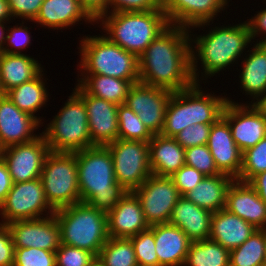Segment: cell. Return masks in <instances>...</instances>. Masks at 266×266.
Listing matches in <instances>:
<instances>
[{
  "label": "cell",
  "mask_w": 266,
  "mask_h": 266,
  "mask_svg": "<svg viewBox=\"0 0 266 266\" xmlns=\"http://www.w3.org/2000/svg\"><path fill=\"white\" fill-rule=\"evenodd\" d=\"M190 45L189 29L170 24L138 57L139 82L172 92L191 87Z\"/></svg>",
  "instance_id": "6da1fadb"
},
{
  "label": "cell",
  "mask_w": 266,
  "mask_h": 266,
  "mask_svg": "<svg viewBox=\"0 0 266 266\" xmlns=\"http://www.w3.org/2000/svg\"><path fill=\"white\" fill-rule=\"evenodd\" d=\"M191 33L193 32L189 29L191 74L195 83H200L201 78V80H205L209 76L219 74L222 69L225 70L224 68H228V65L234 64L235 61L237 63V59L242 57L244 50L246 51L245 48H248L252 42L247 21L233 26H225L224 24L223 27H211V30L203 36H196ZM197 60L201 61L202 64L203 72L201 71L200 79L198 74L200 71L197 69L199 61Z\"/></svg>",
  "instance_id": "7a4b0ae2"
},
{
  "label": "cell",
  "mask_w": 266,
  "mask_h": 266,
  "mask_svg": "<svg viewBox=\"0 0 266 266\" xmlns=\"http://www.w3.org/2000/svg\"><path fill=\"white\" fill-rule=\"evenodd\" d=\"M81 202L106 214L127 191L116 181L113 160L106 146L76 152Z\"/></svg>",
  "instance_id": "3957f363"
},
{
  "label": "cell",
  "mask_w": 266,
  "mask_h": 266,
  "mask_svg": "<svg viewBox=\"0 0 266 266\" xmlns=\"http://www.w3.org/2000/svg\"><path fill=\"white\" fill-rule=\"evenodd\" d=\"M98 21L112 43L137 57L170 25L163 10L109 13Z\"/></svg>",
  "instance_id": "277c9868"
},
{
  "label": "cell",
  "mask_w": 266,
  "mask_h": 266,
  "mask_svg": "<svg viewBox=\"0 0 266 266\" xmlns=\"http://www.w3.org/2000/svg\"><path fill=\"white\" fill-rule=\"evenodd\" d=\"M61 244L87 250L98 256L109 238L107 214L79 202L55 210Z\"/></svg>",
  "instance_id": "5b68a950"
},
{
  "label": "cell",
  "mask_w": 266,
  "mask_h": 266,
  "mask_svg": "<svg viewBox=\"0 0 266 266\" xmlns=\"http://www.w3.org/2000/svg\"><path fill=\"white\" fill-rule=\"evenodd\" d=\"M88 36L80 40L78 48L80 74L105 75L133 84L139 82V62L135 54L112 43L104 34Z\"/></svg>",
  "instance_id": "8992f818"
},
{
  "label": "cell",
  "mask_w": 266,
  "mask_h": 266,
  "mask_svg": "<svg viewBox=\"0 0 266 266\" xmlns=\"http://www.w3.org/2000/svg\"><path fill=\"white\" fill-rule=\"evenodd\" d=\"M41 133L51 152L74 153L93 147L83 99L74 91Z\"/></svg>",
  "instance_id": "52a82bcc"
},
{
  "label": "cell",
  "mask_w": 266,
  "mask_h": 266,
  "mask_svg": "<svg viewBox=\"0 0 266 266\" xmlns=\"http://www.w3.org/2000/svg\"><path fill=\"white\" fill-rule=\"evenodd\" d=\"M40 179L45 198L54 210L81 202L76 152H50Z\"/></svg>",
  "instance_id": "ba28073f"
},
{
  "label": "cell",
  "mask_w": 266,
  "mask_h": 266,
  "mask_svg": "<svg viewBox=\"0 0 266 266\" xmlns=\"http://www.w3.org/2000/svg\"><path fill=\"white\" fill-rule=\"evenodd\" d=\"M106 147L112 156L115 179L127 192L135 191L152 174L149 142L118 138Z\"/></svg>",
  "instance_id": "9c48e42d"
},
{
  "label": "cell",
  "mask_w": 266,
  "mask_h": 266,
  "mask_svg": "<svg viewBox=\"0 0 266 266\" xmlns=\"http://www.w3.org/2000/svg\"><path fill=\"white\" fill-rule=\"evenodd\" d=\"M54 213L55 210L45 198L43 184L39 177L31 181L13 183L11 190L0 205V215L1 219L3 218L0 223L39 219Z\"/></svg>",
  "instance_id": "30bf717a"
},
{
  "label": "cell",
  "mask_w": 266,
  "mask_h": 266,
  "mask_svg": "<svg viewBox=\"0 0 266 266\" xmlns=\"http://www.w3.org/2000/svg\"><path fill=\"white\" fill-rule=\"evenodd\" d=\"M133 193L138 197L146 222L168 223L181 195L171 177L151 174Z\"/></svg>",
  "instance_id": "8fae6325"
},
{
  "label": "cell",
  "mask_w": 266,
  "mask_h": 266,
  "mask_svg": "<svg viewBox=\"0 0 266 266\" xmlns=\"http://www.w3.org/2000/svg\"><path fill=\"white\" fill-rule=\"evenodd\" d=\"M51 152L44 136L33 141L12 145L1 150L13 183L25 182L40 177L47 155Z\"/></svg>",
  "instance_id": "7c38bea8"
},
{
  "label": "cell",
  "mask_w": 266,
  "mask_h": 266,
  "mask_svg": "<svg viewBox=\"0 0 266 266\" xmlns=\"http://www.w3.org/2000/svg\"><path fill=\"white\" fill-rule=\"evenodd\" d=\"M172 93L138 82L130 87L125 104L138 115L153 135L160 134Z\"/></svg>",
  "instance_id": "4fadbf2b"
},
{
  "label": "cell",
  "mask_w": 266,
  "mask_h": 266,
  "mask_svg": "<svg viewBox=\"0 0 266 266\" xmlns=\"http://www.w3.org/2000/svg\"><path fill=\"white\" fill-rule=\"evenodd\" d=\"M222 117L231 128V135L242 152L266 137V118L254 104H239L227 97Z\"/></svg>",
  "instance_id": "5bb4252c"
},
{
  "label": "cell",
  "mask_w": 266,
  "mask_h": 266,
  "mask_svg": "<svg viewBox=\"0 0 266 266\" xmlns=\"http://www.w3.org/2000/svg\"><path fill=\"white\" fill-rule=\"evenodd\" d=\"M75 92L83 99L93 146H106L118 139V105L86 93L78 84Z\"/></svg>",
  "instance_id": "9a60e30c"
},
{
  "label": "cell",
  "mask_w": 266,
  "mask_h": 266,
  "mask_svg": "<svg viewBox=\"0 0 266 266\" xmlns=\"http://www.w3.org/2000/svg\"><path fill=\"white\" fill-rule=\"evenodd\" d=\"M14 248H40L56 252L61 244L60 228L55 215L17 220L7 224Z\"/></svg>",
  "instance_id": "2e32d148"
},
{
  "label": "cell",
  "mask_w": 266,
  "mask_h": 266,
  "mask_svg": "<svg viewBox=\"0 0 266 266\" xmlns=\"http://www.w3.org/2000/svg\"><path fill=\"white\" fill-rule=\"evenodd\" d=\"M230 0H162L170 24L187 29L204 28L224 11Z\"/></svg>",
  "instance_id": "e0dca14e"
},
{
  "label": "cell",
  "mask_w": 266,
  "mask_h": 266,
  "mask_svg": "<svg viewBox=\"0 0 266 266\" xmlns=\"http://www.w3.org/2000/svg\"><path fill=\"white\" fill-rule=\"evenodd\" d=\"M41 124L21 111L6 94L0 96V148L27 143L39 136L34 134Z\"/></svg>",
  "instance_id": "ac0fdd59"
},
{
  "label": "cell",
  "mask_w": 266,
  "mask_h": 266,
  "mask_svg": "<svg viewBox=\"0 0 266 266\" xmlns=\"http://www.w3.org/2000/svg\"><path fill=\"white\" fill-rule=\"evenodd\" d=\"M207 146L218 170L237 179L242 168L243 152L233 140L231 128L222 116L212 124Z\"/></svg>",
  "instance_id": "d6986e66"
},
{
  "label": "cell",
  "mask_w": 266,
  "mask_h": 266,
  "mask_svg": "<svg viewBox=\"0 0 266 266\" xmlns=\"http://www.w3.org/2000/svg\"><path fill=\"white\" fill-rule=\"evenodd\" d=\"M107 224L109 237L112 238L129 239L150 227L133 192H127L107 213Z\"/></svg>",
  "instance_id": "ffe728a7"
},
{
  "label": "cell",
  "mask_w": 266,
  "mask_h": 266,
  "mask_svg": "<svg viewBox=\"0 0 266 266\" xmlns=\"http://www.w3.org/2000/svg\"><path fill=\"white\" fill-rule=\"evenodd\" d=\"M257 229H266V202L248 182L234 180L227 191L226 208Z\"/></svg>",
  "instance_id": "44dd1931"
},
{
  "label": "cell",
  "mask_w": 266,
  "mask_h": 266,
  "mask_svg": "<svg viewBox=\"0 0 266 266\" xmlns=\"http://www.w3.org/2000/svg\"><path fill=\"white\" fill-rule=\"evenodd\" d=\"M154 232L158 266H183L191 241L178 227L169 223L151 225Z\"/></svg>",
  "instance_id": "7402d4cb"
},
{
  "label": "cell",
  "mask_w": 266,
  "mask_h": 266,
  "mask_svg": "<svg viewBox=\"0 0 266 266\" xmlns=\"http://www.w3.org/2000/svg\"><path fill=\"white\" fill-rule=\"evenodd\" d=\"M212 214L181 196L168 223L178 226L191 242H199L210 237Z\"/></svg>",
  "instance_id": "603a6c76"
},
{
  "label": "cell",
  "mask_w": 266,
  "mask_h": 266,
  "mask_svg": "<svg viewBox=\"0 0 266 266\" xmlns=\"http://www.w3.org/2000/svg\"><path fill=\"white\" fill-rule=\"evenodd\" d=\"M95 21L87 14L79 0H44L34 23L54 30L74 26L79 21Z\"/></svg>",
  "instance_id": "cb8c5ba5"
},
{
  "label": "cell",
  "mask_w": 266,
  "mask_h": 266,
  "mask_svg": "<svg viewBox=\"0 0 266 266\" xmlns=\"http://www.w3.org/2000/svg\"><path fill=\"white\" fill-rule=\"evenodd\" d=\"M257 228L239 216L221 209L212 214L209 239L232 250L242 245Z\"/></svg>",
  "instance_id": "d4e9b609"
},
{
  "label": "cell",
  "mask_w": 266,
  "mask_h": 266,
  "mask_svg": "<svg viewBox=\"0 0 266 266\" xmlns=\"http://www.w3.org/2000/svg\"><path fill=\"white\" fill-rule=\"evenodd\" d=\"M200 83L186 89L187 125L214 124L221 116L227 102L226 96L204 93Z\"/></svg>",
  "instance_id": "484cf974"
},
{
  "label": "cell",
  "mask_w": 266,
  "mask_h": 266,
  "mask_svg": "<svg viewBox=\"0 0 266 266\" xmlns=\"http://www.w3.org/2000/svg\"><path fill=\"white\" fill-rule=\"evenodd\" d=\"M149 158L152 174L170 177L185 165V148L173 137L154 134L149 141Z\"/></svg>",
  "instance_id": "4316f807"
},
{
  "label": "cell",
  "mask_w": 266,
  "mask_h": 266,
  "mask_svg": "<svg viewBox=\"0 0 266 266\" xmlns=\"http://www.w3.org/2000/svg\"><path fill=\"white\" fill-rule=\"evenodd\" d=\"M43 66L31 56L0 52V87L5 94L13 87L29 82L43 71Z\"/></svg>",
  "instance_id": "83f0119b"
},
{
  "label": "cell",
  "mask_w": 266,
  "mask_h": 266,
  "mask_svg": "<svg viewBox=\"0 0 266 266\" xmlns=\"http://www.w3.org/2000/svg\"><path fill=\"white\" fill-rule=\"evenodd\" d=\"M252 48L246 58L243 57L239 75L241 91L254 100L251 104L266 93V44H254Z\"/></svg>",
  "instance_id": "f1b7e54d"
},
{
  "label": "cell",
  "mask_w": 266,
  "mask_h": 266,
  "mask_svg": "<svg viewBox=\"0 0 266 266\" xmlns=\"http://www.w3.org/2000/svg\"><path fill=\"white\" fill-rule=\"evenodd\" d=\"M235 179L227 174L205 176L184 197L195 205L215 213L226 208L227 191Z\"/></svg>",
  "instance_id": "f546056e"
},
{
  "label": "cell",
  "mask_w": 266,
  "mask_h": 266,
  "mask_svg": "<svg viewBox=\"0 0 266 266\" xmlns=\"http://www.w3.org/2000/svg\"><path fill=\"white\" fill-rule=\"evenodd\" d=\"M82 76V77H81ZM78 85L88 94L116 105L125 104L131 81L96 74H80Z\"/></svg>",
  "instance_id": "4dcf8cb0"
},
{
  "label": "cell",
  "mask_w": 266,
  "mask_h": 266,
  "mask_svg": "<svg viewBox=\"0 0 266 266\" xmlns=\"http://www.w3.org/2000/svg\"><path fill=\"white\" fill-rule=\"evenodd\" d=\"M44 73H40L33 80L13 87L5 94L23 112L34 117L43 126L42 119L36 113L48 102L49 93L43 78Z\"/></svg>",
  "instance_id": "1f68e13d"
},
{
  "label": "cell",
  "mask_w": 266,
  "mask_h": 266,
  "mask_svg": "<svg viewBox=\"0 0 266 266\" xmlns=\"http://www.w3.org/2000/svg\"><path fill=\"white\" fill-rule=\"evenodd\" d=\"M183 266H230V250L211 239L191 242Z\"/></svg>",
  "instance_id": "d6a6232c"
},
{
  "label": "cell",
  "mask_w": 266,
  "mask_h": 266,
  "mask_svg": "<svg viewBox=\"0 0 266 266\" xmlns=\"http://www.w3.org/2000/svg\"><path fill=\"white\" fill-rule=\"evenodd\" d=\"M230 266H266V229H257L242 245L230 250Z\"/></svg>",
  "instance_id": "836d02e7"
},
{
  "label": "cell",
  "mask_w": 266,
  "mask_h": 266,
  "mask_svg": "<svg viewBox=\"0 0 266 266\" xmlns=\"http://www.w3.org/2000/svg\"><path fill=\"white\" fill-rule=\"evenodd\" d=\"M97 258L103 266H136L133 244L128 238L109 237Z\"/></svg>",
  "instance_id": "e575fe53"
},
{
  "label": "cell",
  "mask_w": 266,
  "mask_h": 266,
  "mask_svg": "<svg viewBox=\"0 0 266 266\" xmlns=\"http://www.w3.org/2000/svg\"><path fill=\"white\" fill-rule=\"evenodd\" d=\"M188 126L186 117V89H184L172 93L165 113L164 126L160 134L174 138Z\"/></svg>",
  "instance_id": "d590c367"
},
{
  "label": "cell",
  "mask_w": 266,
  "mask_h": 266,
  "mask_svg": "<svg viewBox=\"0 0 266 266\" xmlns=\"http://www.w3.org/2000/svg\"><path fill=\"white\" fill-rule=\"evenodd\" d=\"M118 138L149 142L153 134L126 104L118 105Z\"/></svg>",
  "instance_id": "8d00e7d4"
},
{
  "label": "cell",
  "mask_w": 266,
  "mask_h": 266,
  "mask_svg": "<svg viewBox=\"0 0 266 266\" xmlns=\"http://www.w3.org/2000/svg\"><path fill=\"white\" fill-rule=\"evenodd\" d=\"M263 171H266V137L243 152L242 168L236 180L248 182L252 177Z\"/></svg>",
  "instance_id": "74e56055"
},
{
  "label": "cell",
  "mask_w": 266,
  "mask_h": 266,
  "mask_svg": "<svg viewBox=\"0 0 266 266\" xmlns=\"http://www.w3.org/2000/svg\"><path fill=\"white\" fill-rule=\"evenodd\" d=\"M129 239L133 244L138 264L151 266L158 265V256L155 250L154 232L150 227Z\"/></svg>",
  "instance_id": "f35d334b"
},
{
  "label": "cell",
  "mask_w": 266,
  "mask_h": 266,
  "mask_svg": "<svg viewBox=\"0 0 266 266\" xmlns=\"http://www.w3.org/2000/svg\"><path fill=\"white\" fill-rule=\"evenodd\" d=\"M185 164L194 167L205 176L222 174L216 167L207 144L185 149Z\"/></svg>",
  "instance_id": "ab89813d"
},
{
  "label": "cell",
  "mask_w": 266,
  "mask_h": 266,
  "mask_svg": "<svg viewBox=\"0 0 266 266\" xmlns=\"http://www.w3.org/2000/svg\"><path fill=\"white\" fill-rule=\"evenodd\" d=\"M13 266H56L55 252L40 248H15Z\"/></svg>",
  "instance_id": "60d3db41"
},
{
  "label": "cell",
  "mask_w": 266,
  "mask_h": 266,
  "mask_svg": "<svg viewBox=\"0 0 266 266\" xmlns=\"http://www.w3.org/2000/svg\"><path fill=\"white\" fill-rule=\"evenodd\" d=\"M96 256L84 249L60 244L55 252L56 266H90Z\"/></svg>",
  "instance_id": "b9f144b4"
},
{
  "label": "cell",
  "mask_w": 266,
  "mask_h": 266,
  "mask_svg": "<svg viewBox=\"0 0 266 266\" xmlns=\"http://www.w3.org/2000/svg\"><path fill=\"white\" fill-rule=\"evenodd\" d=\"M212 124L198 123L186 127L174 138L185 149L205 145L208 142Z\"/></svg>",
  "instance_id": "7bdbcfd3"
},
{
  "label": "cell",
  "mask_w": 266,
  "mask_h": 266,
  "mask_svg": "<svg viewBox=\"0 0 266 266\" xmlns=\"http://www.w3.org/2000/svg\"><path fill=\"white\" fill-rule=\"evenodd\" d=\"M18 25H15L11 28L9 26L7 27V36L2 52L8 54H23L22 50L27 48L29 43L31 44L30 41L32 37L30 36V32L28 31L29 28L19 23Z\"/></svg>",
  "instance_id": "ee69618b"
},
{
  "label": "cell",
  "mask_w": 266,
  "mask_h": 266,
  "mask_svg": "<svg viewBox=\"0 0 266 266\" xmlns=\"http://www.w3.org/2000/svg\"><path fill=\"white\" fill-rule=\"evenodd\" d=\"M181 196L194 189L205 175L194 167L183 165L177 172L170 176Z\"/></svg>",
  "instance_id": "f6af8a7d"
},
{
  "label": "cell",
  "mask_w": 266,
  "mask_h": 266,
  "mask_svg": "<svg viewBox=\"0 0 266 266\" xmlns=\"http://www.w3.org/2000/svg\"><path fill=\"white\" fill-rule=\"evenodd\" d=\"M108 10L109 14L117 12L163 10V8L162 0H109Z\"/></svg>",
  "instance_id": "bcb514c9"
},
{
  "label": "cell",
  "mask_w": 266,
  "mask_h": 266,
  "mask_svg": "<svg viewBox=\"0 0 266 266\" xmlns=\"http://www.w3.org/2000/svg\"><path fill=\"white\" fill-rule=\"evenodd\" d=\"M10 11L12 14V20L18 18L21 20L34 21L39 14L41 4L44 0H7Z\"/></svg>",
  "instance_id": "7dc6e473"
},
{
  "label": "cell",
  "mask_w": 266,
  "mask_h": 266,
  "mask_svg": "<svg viewBox=\"0 0 266 266\" xmlns=\"http://www.w3.org/2000/svg\"><path fill=\"white\" fill-rule=\"evenodd\" d=\"M14 244L7 224L0 223V266H13Z\"/></svg>",
  "instance_id": "c3c4849f"
},
{
  "label": "cell",
  "mask_w": 266,
  "mask_h": 266,
  "mask_svg": "<svg viewBox=\"0 0 266 266\" xmlns=\"http://www.w3.org/2000/svg\"><path fill=\"white\" fill-rule=\"evenodd\" d=\"M257 13L258 14H255L254 17L252 16L251 19L249 18L247 21L250 29L251 40H253V42L260 34L266 35V8ZM255 44H266V37L264 36L262 40H257Z\"/></svg>",
  "instance_id": "681fc988"
},
{
  "label": "cell",
  "mask_w": 266,
  "mask_h": 266,
  "mask_svg": "<svg viewBox=\"0 0 266 266\" xmlns=\"http://www.w3.org/2000/svg\"><path fill=\"white\" fill-rule=\"evenodd\" d=\"M87 14L99 24L98 20L108 14L109 0H79Z\"/></svg>",
  "instance_id": "f907efd6"
},
{
  "label": "cell",
  "mask_w": 266,
  "mask_h": 266,
  "mask_svg": "<svg viewBox=\"0 0 266 266\" xmlns=\"http://www.w3.org/2000/svg\"><path fill=\"white\" fill-rule=\"evenodd\" d=\"M13 181L9 173L6 162L0 157V205L5 200L7 194L11 190Z\"/></svg>",
  "instance_id": "816d5d0a"
},
{
  "label": "cell",
  "mask_w": 266,
  "mask_h": 266,
  "mask_svg": "<svg viewBox=\"0 0 266 266\" xmlns=\"http://www.w3.org/2000/svg\"><path fill=\"white\" fill-rule=\"evenodd\" d=\"M249 185L266 202V171L260 172L248 181Z\"/></svg>",
  "instance_id": "f5cc1de1"
},
{
  "label": "cell",
  "mask_w": 266,
  "mask_h": 266,
  "mask_svg": "<svg viewBox=\"0 0 266 266\" xmlns=\"http://www.w3.org/2000/svg\"><path fill=\"white\" fill-rule=\"evenodd\" d=\"M12 14L7 0H0V22H11Z\"/></svg>",
  "instance_id": "db71d44e"
},
{
  "label": "cell",
  "mask_w": 266,
  "mask_h": 266,
  "mask_svg": "<svg viewBox=\"0 0 266 266\" xmlns=\"http://www.w3.org/2000/svg\"><path fill=\"white\" fill-rule=\"evenodd\" d=\"M7 23L9 24L10 22H8V21L0 22V52L3 51L4 44H5V39H6V36H7V34H5V33H7V32H5V30L6 31L8 30V29H6V27H8V26H6Z\"/></svg>",
  "instance_id": "11a10c76"
},
{
  "label": "cell",
  "mask_w": 266,
  "mask_h": 266,
  "mask_svg": "<svg viewBox=\"0 0 266 266\" xmlns=\"http://www.w3.org/2000/svg\"><path fill=\"white\" fill-rule=\"evenodd\" d=\"M253 104L266 118V93L263 96H261L257 101H255V103Z\"/></svg>",
  "instance_id": "9f6ffc18"
},
{
  "label": "cell",
  "mask_w": 266,
  "mask_h": 266,
  "mask_svg": "<svg viewBox=\"0 0 266 266\" xmlns=\"http://www.w3.org/2000/svg\"><path fill=\"white\" fill-rule=\"evenodd\" d=\"M90 266H103V264L96 257L95 260L90 264Z\"/></svg>",
  "instance_id": "6f0895ef"
},
{
  "label": "cell",
  "mask_w": 266,
  "mask_h": 266,
  "mask_svg": "<svg viewBox=\"0 0 266 266\" xmlns=\"http://www.w3.org/2000/svg\"><path fill=\"white\" fill-rule=\"evenodd\" d=\"M136 266H151V265H142V264H138ZM158 266V265H157Z\"/></svg>",
  "instance_id": "680465c9"
},
{
  "label": "cell",
  "mask_w": 266,
  "mask_h": 266,
  "mask_svg": "<svg viewBox=\"0 0 266 266\" xmlns=\"http://www.w3.org/2000/svg\"><path fill=\"white\" fill-rule=\"evenodd\" d=\"M3 94L2 90H1V87H0V96Z\"/></svg>",
  "instance_id": "91938a15"
}]
</instances>
